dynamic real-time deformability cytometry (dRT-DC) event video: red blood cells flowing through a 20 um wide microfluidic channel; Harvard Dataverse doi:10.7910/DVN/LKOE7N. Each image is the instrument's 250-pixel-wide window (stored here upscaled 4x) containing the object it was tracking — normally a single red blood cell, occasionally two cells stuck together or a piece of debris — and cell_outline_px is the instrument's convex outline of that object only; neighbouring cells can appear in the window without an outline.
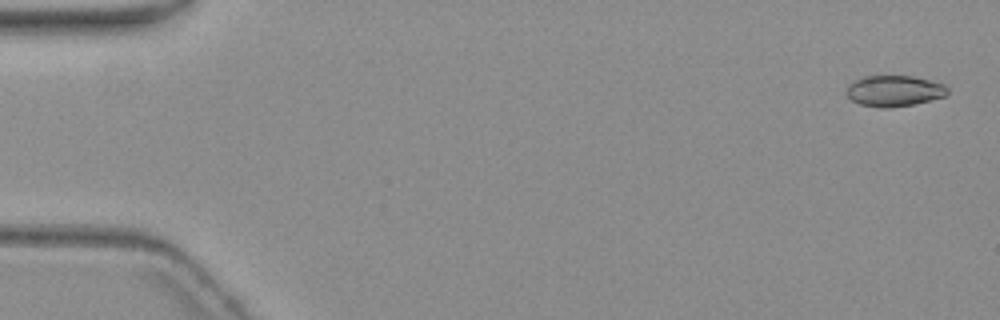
{"species": "common noctule bat (a hibernating species)", "species_latin": "Nyctalus noctula", "temperature_condition": "warm", "stored_images_in_passage": 8, "camera_frame_rate_fps": 3000, "um_per_image_px": 0.085, "animal": {"sex": "female", "body_mass_g": 19.3, "forearm_length_mm": 54.1}, "frame": {"image": 1, "passage_image": 1, "time_ms": 0.0, "image_size_px": [1000, 320], "cell_outline_px": [[948, 92], [944, 96], [912, 104], [888, 108], [880, 108], [860, 104], [852, 100], [848, 96], [848, 84], [864, 76], [912, 76], [944, 84], [948, 88]], "centroid_in_image_um": [76.0, 7.72], "position_along_channel_um": 9.0, "area_um2": 17.92}}
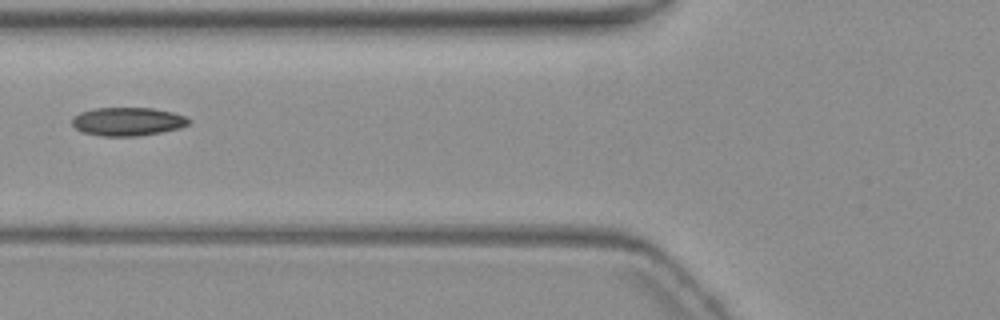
{"frame": {"image": 2, "passage_image": 6, "time_ms": 7.0, "image_size_px": [1000, 320], "cell_outline_px": [[192, 120], [188, 124], [180, 128], [140, 136], [100, 136], [80, 132], [72, 124], [72, 116], [80, 112], [92, 108], [152, 108], [172, 112], [184, 116]], "centroid_in_image_um": [10.81, 10.33], "position_along_channel_um": 115.0, "area_um2": 19.48}}
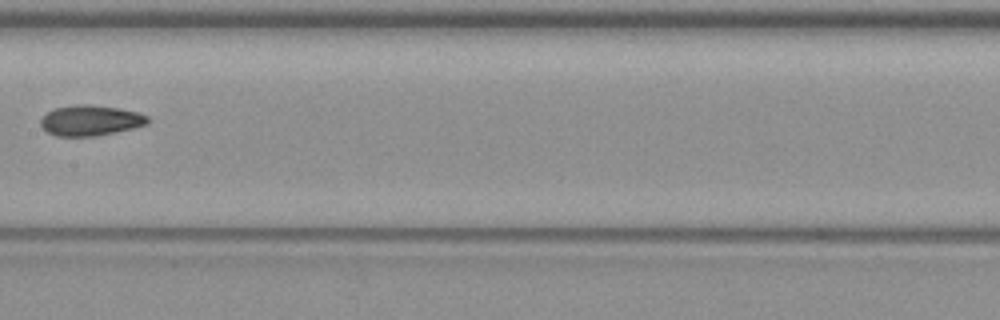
{"frame": {"image": 3, "passage_image": 8, "time_ms": 9.333, "image_size_px": [1000, 320], "cell_outline_px": [[148, 124], [116, 132], [96, 136], [56, 136], [48, 132], [40, 124], [40, 120], [48, 112], [56, 108], [76, 104], [92, 104], [120, 108], [136, 112], [148, 116]], "centroid_in_image_um": [7.7, 10.23], "position_along_channel_um": 199.7, "area_um2": 18.96}}